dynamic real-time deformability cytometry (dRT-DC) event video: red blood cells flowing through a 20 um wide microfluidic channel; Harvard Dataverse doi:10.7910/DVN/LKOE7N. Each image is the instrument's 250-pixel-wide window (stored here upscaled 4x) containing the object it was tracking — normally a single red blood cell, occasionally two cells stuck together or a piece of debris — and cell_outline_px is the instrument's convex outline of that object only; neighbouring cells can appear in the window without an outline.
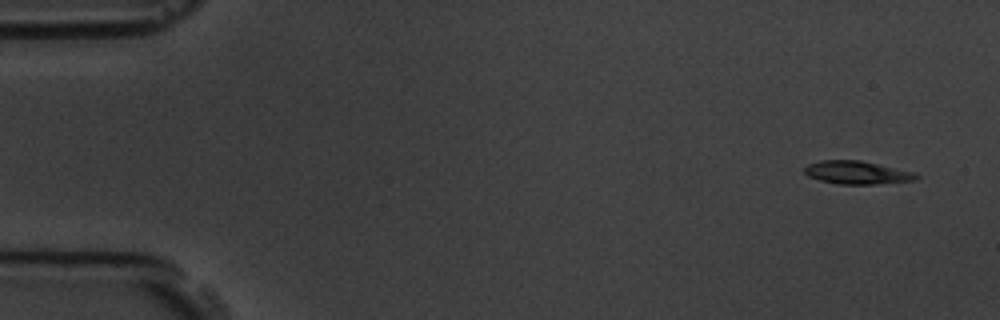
{"species": "common noctule bat (a hibernating species)", "species_latin": "Nyctalus noctula", "temperature_condition": "room temperature", "stored_images_in_passage": 5, "camera_frame_rate_fps": 3000, "um_per_image_px": 0.085, "animal": {"sex": "male", "body_mass_g": 19.5, "forearm_length_mm": 54.6}, "frame": {"image": 1, "passage_image": 1, "time_ms": 0.0, "image_size_px": [1000, 320], "cell_outline_px": [[920, 176], [916, 180], [876, 184], [836, 184], [820, 180], [808, 176], [804, 172], [804, 168], [808, 164], [820, 160], [860, 160], [916, 172]], "centroid_in_image_um": [72.86, 14.66], "position_along_channel_um": 12.1, "area_um2": 15.14}}
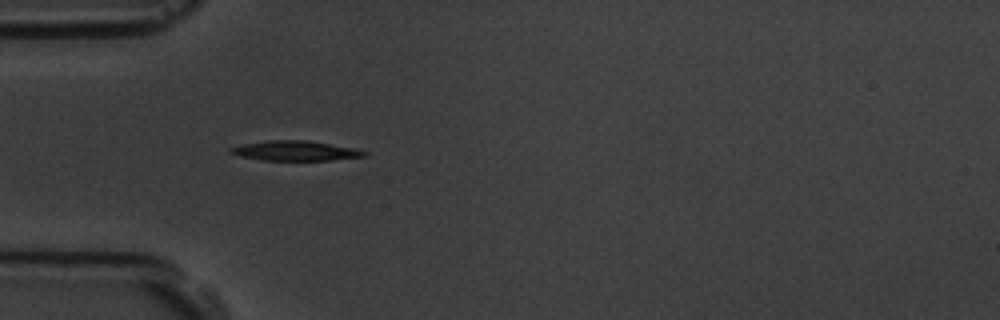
{"frame": {"image": 2, "passage_image": 5, "time_ms": 4.667, "image_size_px": [1000, 320], "cell_outline_px": [[368, 152], [364, 156], [332, 160], [264, 160], [240, 156], [228, 152], [228, 148], [244, 144], [268, 140], [308, 140], [352, 148]], "centroid_in_image_um": [25.06, 12.81], "position_along_channel_um": 59.9, "area_um2": 15.26}}